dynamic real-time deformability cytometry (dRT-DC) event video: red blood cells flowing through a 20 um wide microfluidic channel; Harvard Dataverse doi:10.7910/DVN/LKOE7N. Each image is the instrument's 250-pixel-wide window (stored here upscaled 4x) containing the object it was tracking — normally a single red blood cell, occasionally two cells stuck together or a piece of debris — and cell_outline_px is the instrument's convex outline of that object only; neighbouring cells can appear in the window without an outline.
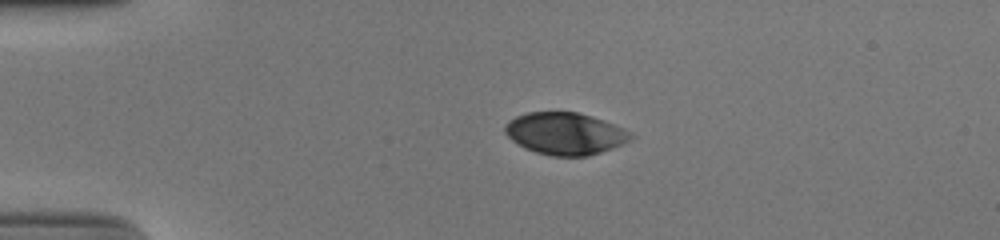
{"species": "human", "species_latin": "Homo sapiens", "temperature_condition": "cold", "stored_images_in_passage": 42, "camera_frame_rate_fps": 3000, "um_per_image_px": 0.085, "donor": {"sex": "male"}, "frame": {"image": 1, "passage_image": 1, "time_ms": 0.0, "image_size_px": [1000, 240], "cell_outline_px": [[636, 136], [632, 140], [612, 148], [588, 156], [552, 156], [536, 152], [524, 148], [512, 140], [504, 132], [504, 124], [508, 120], [516, 116], [528, 112], [576, 112], [592, 116], [604, 120], [624, 128], [632, 132]], "centroid_in_image_um": [48.05, 11.35], "position_along_channel_um": 36.9, "area_um2": 31.1}}
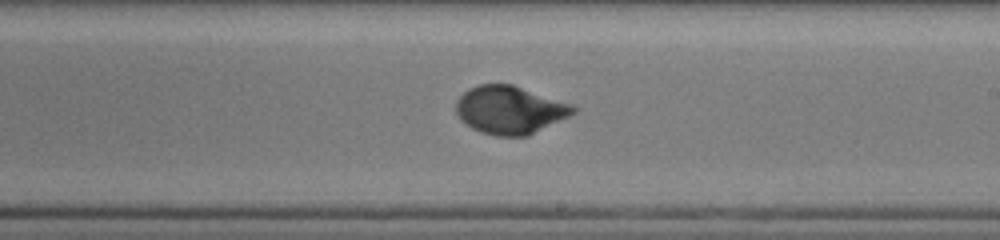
{"frame": {"image": 2, "passage_image": 21, "time_ms": 6.667, "image_size_px": [1000, 240], "cell_outline_px": [[576, 112], [528, 136], [496, 136], [480, 132], [472, 128], [460, 120], [456, 112], [456, 100], [468, 88], [480, 84], [512, 84], [572, 104], [576, 108]], "centroid_in_image_um": [43.31, 9.34], "position_along_channel_um": 245.7, "area_um2": 32.71}}
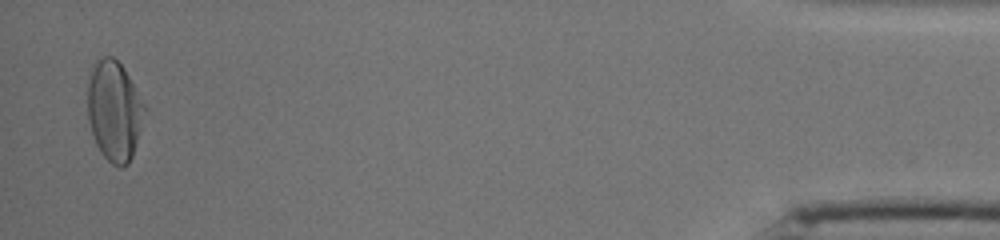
{"frame": {"image": 3, "passage_image": 41, "time_ms": 13.333, "image_size_px": [1000, 240], "cell_outline_px": [[148, 108], [132, 156], [128, 164], [120, 168], [112, 164], [100, 152], [96, 144], [88, 120], [88, 80], [92, 68], [96, 60], [104, 56], [112, 56], [124, 68]], "centroid_in_image_um": [9.73, 9.42], "position_along_channel_um": 425.5, "area_um2": 33.47}, "authors_computed_cell_mechanics": {"area_um2": 32.3969, "velocity_mm_per_s": 3.8655, "shape_relaxation_time_tau1_ms": 3.3236, "shape_relaxation_time_tau2_ms": null, "deformation_change_tau1": 0.1613, "deformation_change_tau2": null}}